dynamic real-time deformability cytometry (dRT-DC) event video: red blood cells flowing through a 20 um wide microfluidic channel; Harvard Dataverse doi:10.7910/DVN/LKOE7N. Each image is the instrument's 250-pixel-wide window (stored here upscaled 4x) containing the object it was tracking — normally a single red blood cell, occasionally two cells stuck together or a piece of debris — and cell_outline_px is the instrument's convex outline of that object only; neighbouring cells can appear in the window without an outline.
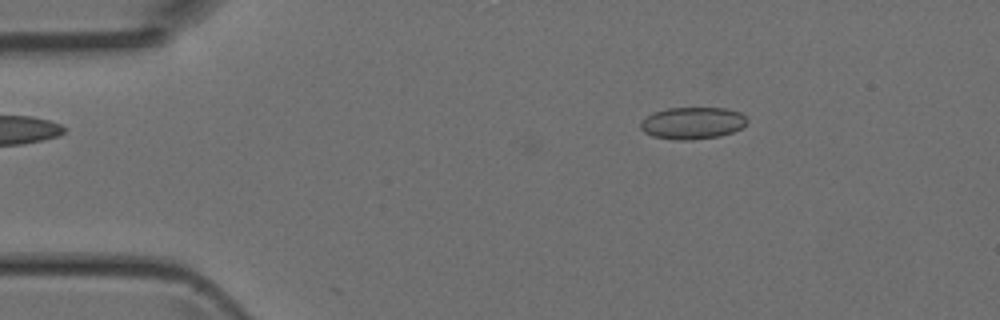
{"species": "Egyptian fruit bat (a non-hibernating species)", "species_latin": "Rousettus aegyptiacus", "temperature_condition": "room temperature", "stored_images_in_passage": 3, "camera_frame_rate_fps": 3000, "um_per_image_px": 0.085, "animal": {"sex": "female"}, "frame": {"image": 1, "passage_image": 3, "time_ms": 0.667, "image_size_px": [1000, 320], "cell_outline_px": [[748, 120], [740, 128], [732, 132], [720, 136], [692, 140], [676, 140], [652, 136], [644, 132], [640, 128], [640, 124], [652, 112], [668, 108], [728, 108], [740, 112]], "centroid_in_image_um": [58.86, 10.46], "position_along_channel_um": 26.1, "area_um2": 19.83}}